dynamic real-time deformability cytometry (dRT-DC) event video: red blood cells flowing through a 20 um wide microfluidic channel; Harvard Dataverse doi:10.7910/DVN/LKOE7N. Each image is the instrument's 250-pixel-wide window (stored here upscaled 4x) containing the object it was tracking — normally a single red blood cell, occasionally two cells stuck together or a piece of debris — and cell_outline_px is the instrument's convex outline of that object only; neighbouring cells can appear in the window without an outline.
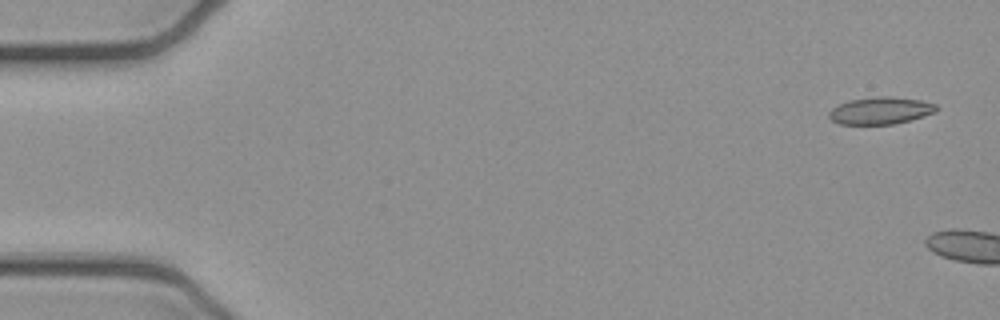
{"species": "common noctule bat (a hibernating species)", "species_latin": "Nyctalus noctula", "temperature_condition": "cold", "stored_images_in_passage": 2, "camera_frame_rate_fps": 3000, "um_per_image_px": 0.085, "animal": {"sex": "female", "body_mass_g": 21.9}, "frame": {"image": 1, "passage_image": 1, "time_ms": 0.0, "image_size_px": [1000, 320], "cell_outline_px": [[940, 108], [936, 112], [924, 116], [892, 124], [840, 124], [832, 120], [828, 116], [828, 112], [832, 108], [848, 100], [876, 96], [888, 96], [920, 100], [936, 104]], "centroid_in_image_um": [74.85, 9.39], "position_along_channel_um": 10.2, "area_um2": 16.99}}